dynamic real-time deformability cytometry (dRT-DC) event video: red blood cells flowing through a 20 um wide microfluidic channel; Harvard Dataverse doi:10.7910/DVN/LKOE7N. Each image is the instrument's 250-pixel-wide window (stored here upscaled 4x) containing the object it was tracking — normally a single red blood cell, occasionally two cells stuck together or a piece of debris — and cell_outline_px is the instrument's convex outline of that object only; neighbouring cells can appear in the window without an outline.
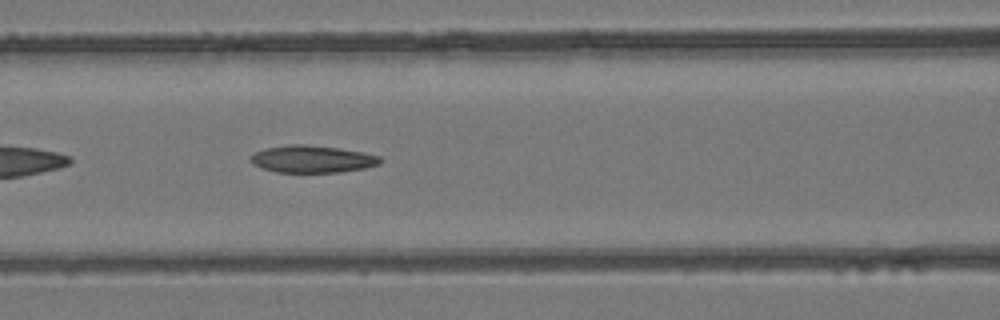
{"species": "common noctule bat (a hibernating species)", "species_latin": "Nyctalus noctula", "temperature_condition": "room temperature", "stored_images_in_passage": 29, "camera_frame_rate_fps": 3000, "um_per_image_px": 0.085, "animal": {"sex": "female", "body_mass_g": 24.6, "forearm_length_mm": 56.2}, "frame": {"image": 1, "passage_image": 21, "time_ms": 6.667, "image_size_px": [1000, 320], "cell_outline_px": [[380, 164], [364, 168], [340, 172], [276, 172], [252, 164], [248, 160], [248, 156], [252, 152], [264, 148], [288, 144], [304, 144], [340, 148], [364, 152], [380, 156]], "centroid_in_image_um": [26.47, 13.51], "position_along_channel_um": 140.1, "area_um2": 20.81}}